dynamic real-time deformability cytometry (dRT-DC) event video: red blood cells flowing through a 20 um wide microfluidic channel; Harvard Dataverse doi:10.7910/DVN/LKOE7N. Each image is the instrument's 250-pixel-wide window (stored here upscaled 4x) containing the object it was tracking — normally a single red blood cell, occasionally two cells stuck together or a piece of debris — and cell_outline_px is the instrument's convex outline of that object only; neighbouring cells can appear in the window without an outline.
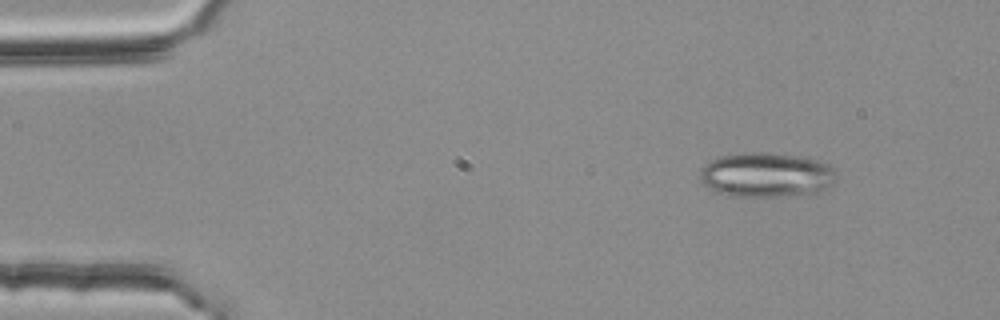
{"species": "common noctule bat (a hibernating species)", "species_latin": "Nyctalus noctula", "temperature_condition": "room temperature", "stored_images_in_passage": 49, "camera_frame_rate_fps": 3000, "um_per_image_px": 0.085, "animal": {"sex": "female", "body_mass_g": 25.1}, "frame": {"image": 1, "passage_image": 1, "time_ms": 0.0, "image_size_px": [1000, 320], "cell_outline_px": [[836, 180], [832, 184], [816, 192], [768, 196], [724, 196], [708, 188], [700, 180], [700, 172], [704, 164], [712, 160], [724, 156], [740, 152], [768, 152], [800, 156], [816, 160], [832, 168], [836, 172]], "centroid_in_image_um": [65.08, 14.85], "position_along_channel_um": 19.9, "area_um2": 35.2}}
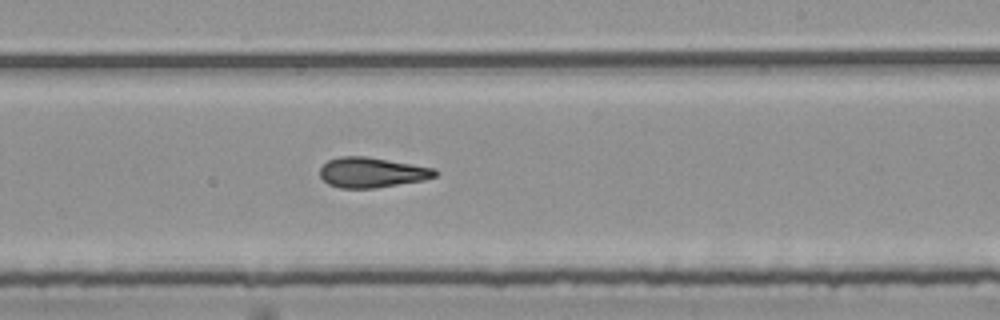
{"frame": {"image": 2, "passage_image": 27, "time_ms": 8.667, "image_size_px": [1000, 320], "cell_outline_px": [[436, 176], [424, 180], [376, 188], [340, 188], [328, 184], [320, 176], [320, 168], [328, 160], [340, 156], [364, 156], [436, 168]], "centroid_in_image_um": [31.6, 14.66], "position_along_channel_um": 257.4, "area_um2": 20.17}}
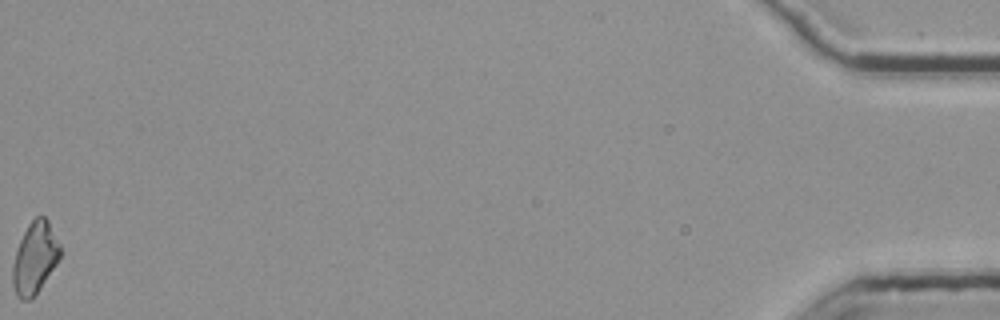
{"frame": {"image": 3, "passage_image": 49, "time_ms": 16.0, "image_size_px": [1000, 320], "cell_outline_px": [[60, 256], [56, 264], [32, 300], [20, 300], [16, 296], [12, 284], [12, 264], [20, 240], [28, 224], [36, 216], [44, 216], [48, 220], [60, 244]], "centroid_in_image_um": [2.94, 21.95], "position_along_channel_um": 432.3, "area_um2": 19.83}, "authors_computed_cell_mechanics": {"area_um2": 20.2878, "velocity_mm_per_s": 3.7929, "shape_relaxation_time_tau1_ms": null, "shape_relaxation_time_tau2_ms": 4.0721, "deformation_change_tau1": null, "deformation_change_tau2": 0.1341}}